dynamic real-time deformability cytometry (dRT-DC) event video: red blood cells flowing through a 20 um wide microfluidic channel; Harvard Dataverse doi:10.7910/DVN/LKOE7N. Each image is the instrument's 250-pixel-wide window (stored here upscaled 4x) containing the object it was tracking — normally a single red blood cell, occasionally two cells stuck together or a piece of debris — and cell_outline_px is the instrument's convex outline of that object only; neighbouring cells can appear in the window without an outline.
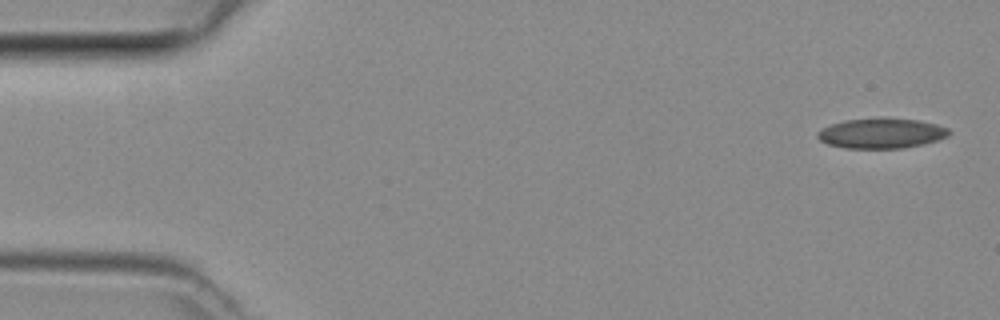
{"species": "common noctule bat (a hibernating species)", "species_latin": "Nyctalus noctula", "temperature_condition": "room temperature", "stored_images_in_passage": 5, "camera_frame_rate_fps": 3000, "um_per_image_px": 0.085, "animal": {"sex": "female", "body_mass_g": 29.2, "forearm_length_mm": 56.3}, "frame": {"image": 1, "passage_image": 1, "time_ms": 0.0, "image_size_px": [1000, 320], "cell_outline_px": [[952, 132], [948, 136], [924, 144], [904, 148], [844, 148], [828, 144], [820, 140], [816, 136], [816, 132], [832, 124], [844, 120], [916, 120], [936, 124], [948, 128]], "centroid_in_image_um": [74.92, 11.37], "position_along_channel_um": 10.1, "area_um2": 22.37}}
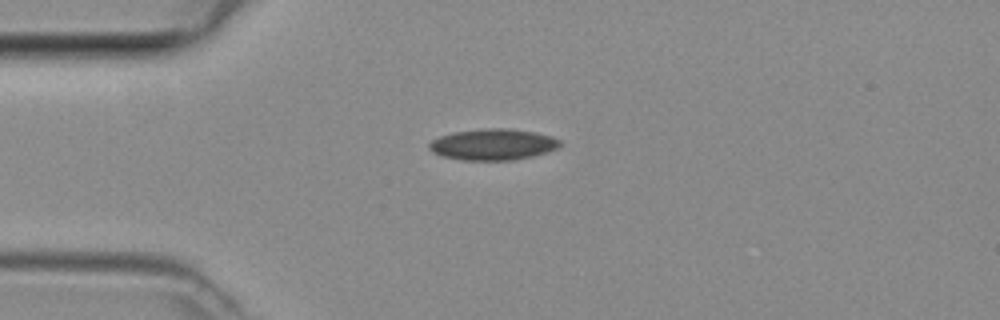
{"frame": {"image": 2, "passage_image": 4, "time_ms": 1.0, "image_size_px": [1000, 320], "cell_outline_px": [[560, 148], [548, 152], [532, 156], [512, 160], [460, 160], [444, 156], [432, 152], [428, 148], [428, 144], [432, 140], [440, 136], [452, 132], [484, 128], [508, 128], [536, 132], [552, 136], [560, 140]], "centroid_in_image_um": [41.92, 12.27], "position_along_channel_um": 43.1, "area_um2": 23.99}}